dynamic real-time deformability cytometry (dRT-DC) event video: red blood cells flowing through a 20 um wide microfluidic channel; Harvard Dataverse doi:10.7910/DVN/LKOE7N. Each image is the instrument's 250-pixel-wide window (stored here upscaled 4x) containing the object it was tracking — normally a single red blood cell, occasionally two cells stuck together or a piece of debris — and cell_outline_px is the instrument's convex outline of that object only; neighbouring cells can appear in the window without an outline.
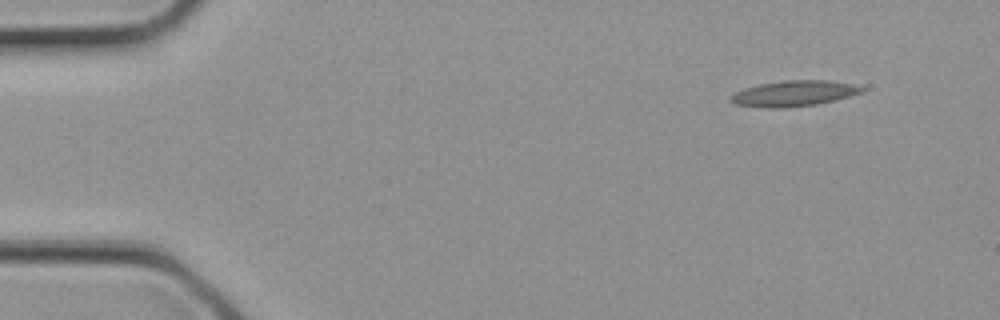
{"species": "common noctule bat (a hibernating species)", "species_latin": "Nyctalus noctula", "temperature_condition": "cold", "stored_images_in_passage": 4, "segment_of_instrument_passage": [2, 2], "camera_frame_rate_fps": 3000, "um_per_image_px": 0.085, "animal": {"sex": "female", "body_mass_g": 21.9}, "frame": {"image": 1, "passage_image": 4, "time_ms": 1.0, "image_size_px": [1000, 320], "cell_outline_px": [[864, 92], [816, 104], [784, 108], [764, 108], [736, 104], [728, 100], [728, 96], [744, 88], [760, 84], [784, 80], [828, 80], [852, 84], [864, 88]], "centroid_in_image_um": [67.42, 7.94], "position_along_channel_um": 17.6, "area_um2": 19.54}}